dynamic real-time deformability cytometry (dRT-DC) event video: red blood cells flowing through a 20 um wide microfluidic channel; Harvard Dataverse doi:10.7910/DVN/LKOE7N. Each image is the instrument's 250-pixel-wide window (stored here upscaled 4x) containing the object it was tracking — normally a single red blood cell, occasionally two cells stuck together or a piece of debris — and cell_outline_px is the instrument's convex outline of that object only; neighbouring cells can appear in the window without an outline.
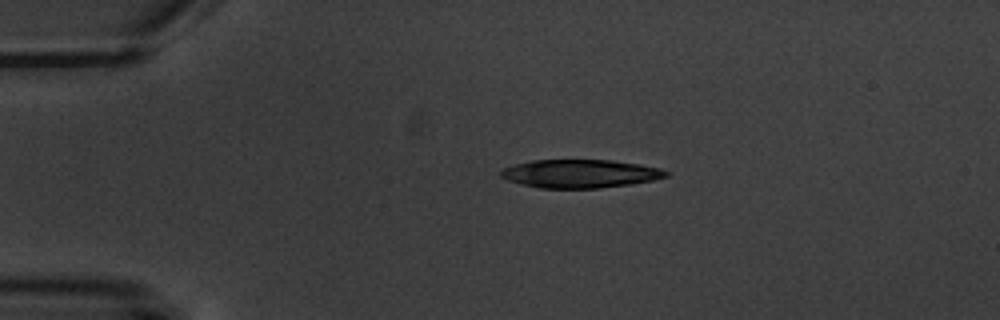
{"species": "common noctule bat (a hibernating species)", "species_latin": "Nyctalus noctula", "temperature_condition": "warm", "stored_images_in_passage": 4, "camera_frame_rate_fps": 3000, "um_per_image_px": 0.085, "animal": {"sex": "male", "body_mass_g": 20.1, "forearm_length_mm": 53.5}, "frame": {"image": 1, "passage_image": 4, "time_ms": 5.0, "image_size_px": [1000, 320], "cell_outline_px": [[668, 176], [652, 180], [632, 184], [600, 188], [540, 188], [520, 184], [508, 180], [500, 176], [500, 172], [504, 168], [516, 164], [532, 160], [612, 160], [640, 164], [660, 168], [668, 172]], "centroid_in_image_um": [49.32, 14.76], "position_along_channel_um": 35.7, "area_um2": 27.22}}